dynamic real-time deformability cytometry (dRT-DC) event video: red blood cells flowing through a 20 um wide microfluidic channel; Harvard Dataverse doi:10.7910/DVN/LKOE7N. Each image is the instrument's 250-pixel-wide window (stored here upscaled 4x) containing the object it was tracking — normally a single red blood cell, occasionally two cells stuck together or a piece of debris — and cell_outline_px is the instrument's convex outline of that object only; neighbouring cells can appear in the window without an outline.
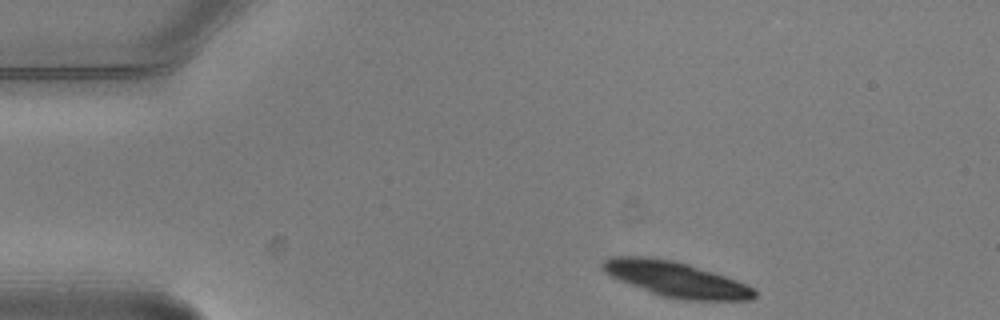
{"species": "common noctule bat (a hibernating species)", "species_latin": "Nyctalus noctula", "temperature_condition": "warm", "stored_images_in_passage": 3, "camera_frame_rate_fps": 3000, "um_per_image_px": 0.085, "animal": {"sex": "male", "body_mass_g": 20.5, "forearm_length_mm": 52.5}, "frame": {"image": 1, "passage_image": 1, "time_ms": 0.0, "image_size_px": [1000, 320], "cell_outline_px": [[756, 296], [752, 300], [680, 300], [660, 296], [620, 280], [604, 272], [600, 268], [600, 264], [604, 260], [612, 256], [648, 256], [672, 260], [688, 264], [736, 280], [752, 288], [756, 292]], "centroid_in_image_um": [57.41, 23.73], "position_along_channel_um": 27.6, "area_um2": 31.04}}